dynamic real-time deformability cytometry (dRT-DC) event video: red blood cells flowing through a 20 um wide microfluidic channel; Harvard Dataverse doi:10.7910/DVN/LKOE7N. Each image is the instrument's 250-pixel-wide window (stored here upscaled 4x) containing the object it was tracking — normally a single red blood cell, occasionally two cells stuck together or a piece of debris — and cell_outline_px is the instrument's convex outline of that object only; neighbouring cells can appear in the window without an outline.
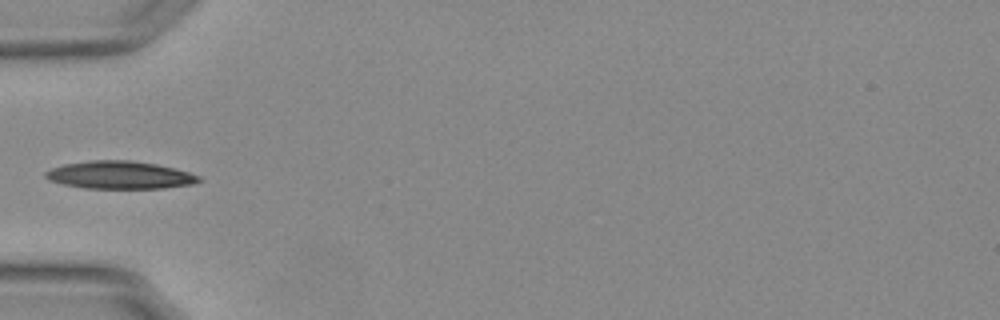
{"species": "Egyptian fruit bat (a non-hibernating species)", "species_latin": "Rousettus aegyptiacus", "temperature_condition": "warm", "stored_images_in_passage": 37, "camera_frame_rate_fps": 3000, "um_per_image_px": 0.085, "animal": {"sex": "female"}, "frame": {"image": 1, "passage_image": 1, "time_ms": 0.0, "image_size_px": [1000, 320], "cell_outline_px": [[200, 180], [192, 184], [164, 188], [84, 188], [64, 184], [48, 180], [44, 176], [44, 172], [52, 168], [64, 164], [92, 160], [128, 160], [156, 164], [176, 168], [200, 176]], "centroid_in_image_um": [10.16, 14.87], "position_along_channel_um": 74.8, "area_um2": 24.68}, "authors_computed_cell_mechanics": {"area_um2": 23.5246, "velocity_mm_per_s": 3.7689, "shape_relaxation_time_tau1_ms": 8.9666, "shape_relaxation_time_tau2_ms": 4.599, "deformation_change_tau1": 0.2212, "deformation_change_tau2": 0.0916}}